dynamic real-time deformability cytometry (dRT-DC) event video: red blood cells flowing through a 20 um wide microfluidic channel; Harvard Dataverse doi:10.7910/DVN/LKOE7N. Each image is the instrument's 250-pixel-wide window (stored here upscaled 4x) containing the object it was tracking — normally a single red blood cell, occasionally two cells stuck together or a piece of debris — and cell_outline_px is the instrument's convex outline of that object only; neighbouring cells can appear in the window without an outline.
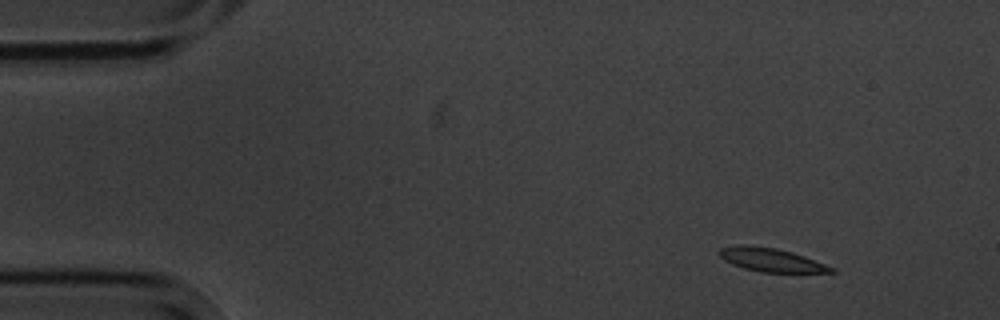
{"species": "common noctule bat (a hibernating species)", "species_latin": "Nyctalus noctula", "temperature_condition": "cold", "stored_images_in_passage": 3, "camera_frame_rate_fps": 3000, "um_per_image_px": 0.085, "animal": {"sex": "male", "body_mass_g": 20.1, "forearm_length_mm": 53.5}, "frame": {"image": 1, "passage_image": 1, "time_ms": 0.0, "image_size_px": [1000, 320], "cell_outline_px": [[836, 272], [760, 272], [744, 268], [732, 264], [724, 260], [716, 252], [720, 248], [736, 244], [744, 244], [776, 248], [792, 252], [804, 256], [836, 268]], "centroid_in_image_um": [65.5, 22.07], "position_along_channel_um": 19.5, "area_um2": 15.43}}
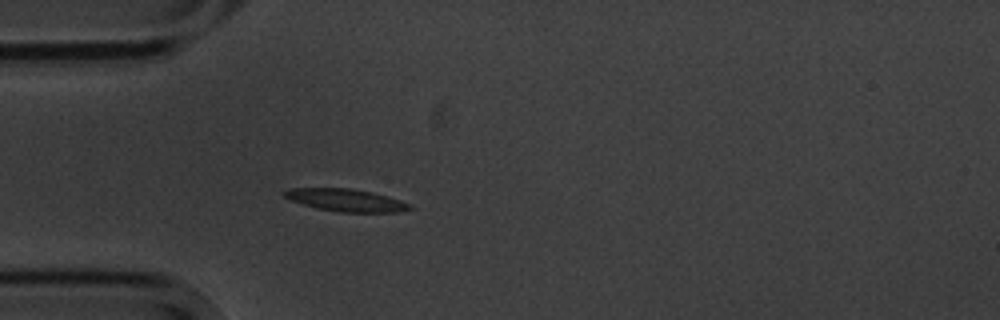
{"frame": {"image": 2, "passage_image": 3, "time_ms": 3.333, "image_size_px": [1000, 320], "cell_outline_px": [[416, 208], [400, 212], [340, 212], [316, 208], [292, 200], [284, 196], [280, 192], [292, 188], [352, 188], [372, 192], [400, 200], [412, 204]], "centroid_in_image_um": [29.46, 17.01], "position_along_channel_um": 55.5, "area_um2": 16.47}}